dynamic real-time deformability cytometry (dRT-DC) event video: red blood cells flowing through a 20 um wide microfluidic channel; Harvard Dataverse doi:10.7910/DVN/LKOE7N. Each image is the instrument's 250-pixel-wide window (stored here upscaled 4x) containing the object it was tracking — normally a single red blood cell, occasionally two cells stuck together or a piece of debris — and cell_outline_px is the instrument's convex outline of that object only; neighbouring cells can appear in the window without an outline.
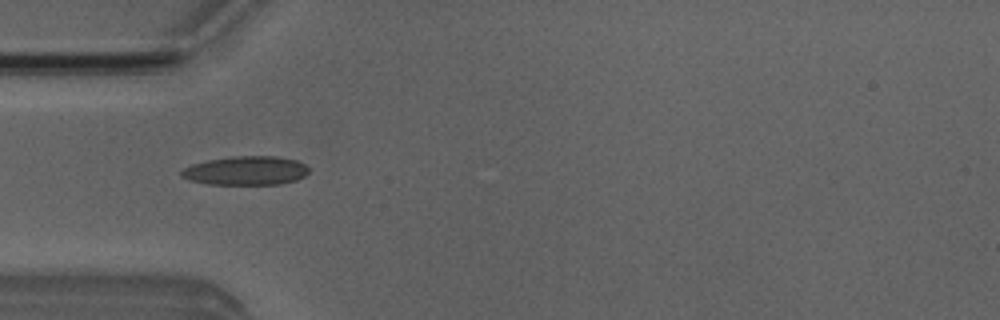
{"species": "Egyptian fruit bat (a non-hibernating species)", "species_latin": "Rousettus aegyptiacus", "temperature_condition": "room temperature", "stored_images_in_passage": 4, "camera_frame_rate_fps": 3000, "um_per_image_px": 0.085, "animal": {"sex": "male"}, "frame": {"image": 1, "passage_image": 2, "time_ms": 1.0, "image_size_px": [1000, 320], "cell_outline_px": [[308, 172], [304, 176], [296, 180], [280, 184], [208, 184], [192, 180], [180, 176], [180, 172], [184, 168], [192, 164], [208, 160], [232, 156], [276, 156], [296, 160], [304, 164], [308, 168]], "centroid_in_image_um": [20.9, 14.5], "position_along_channel_um": 64.1, "area_um2": 21.33}}
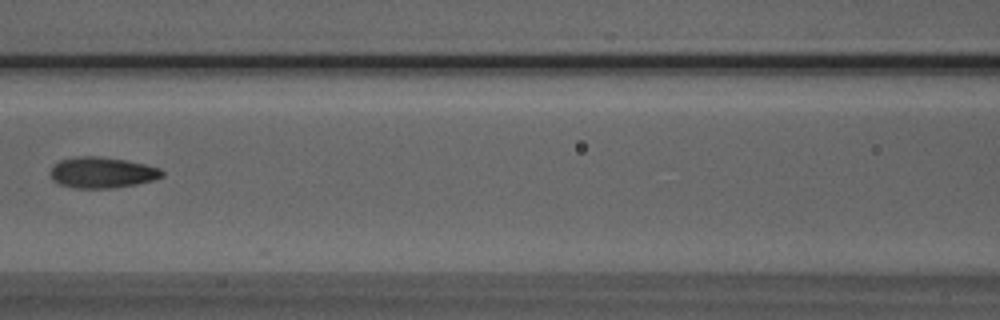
{"frame": {"image": 2, "passage_image": 4, "time_ms": 3.333, "image_size_px": [1000, 320], "cell_outline_px": [[164, 176], [152, 180], [136, 184], [112, 188], [72, 188], [60, 184], [52, 180], [52, 168], [60, 160], [80, 156], [100, 156], [128, 160], [160, 168], [164, 172]], "centroid_in_image_um": [8.71, 14.66], "position_along_channel_um": 157.9, "area_um2": 20.06}}